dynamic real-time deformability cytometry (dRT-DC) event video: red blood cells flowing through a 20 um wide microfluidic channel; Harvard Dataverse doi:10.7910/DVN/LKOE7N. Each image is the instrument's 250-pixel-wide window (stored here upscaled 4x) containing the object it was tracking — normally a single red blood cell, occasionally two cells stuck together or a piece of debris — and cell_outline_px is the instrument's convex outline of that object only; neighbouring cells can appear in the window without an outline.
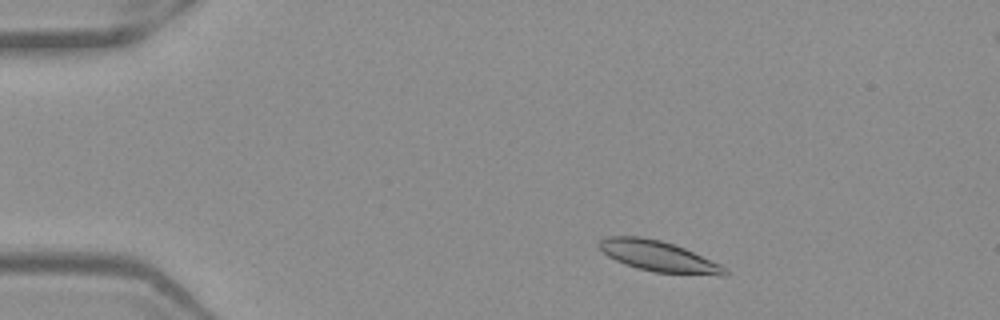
{"species": "Egyptian fruit bat (a non-hibernating species)", "species_latin": "Rousettus aegyptiacus", "temperature_condition": "warm", "stored_images_in_passage": 49, "camera_frame_rate_fps": 3000, "um_per_image_px": 0.085, "frame": {"image": 1, "passage_image": 6, "time_ms": 1.667, "image_size_px": [1000, 320], "cell_outline_px": [[728, 276], [724, 276], [652, 272], [636, 268], [624, 264], [608, 256], [596, 244], [600, 240], [608, 236], [640, 236], [660, 240], [684, 248], [720, 264], [728, 268]], "centroid_in_image_um": [55.99, 21.79], "position_along_channel_um": 29.0, "area_um2": 22.54}}
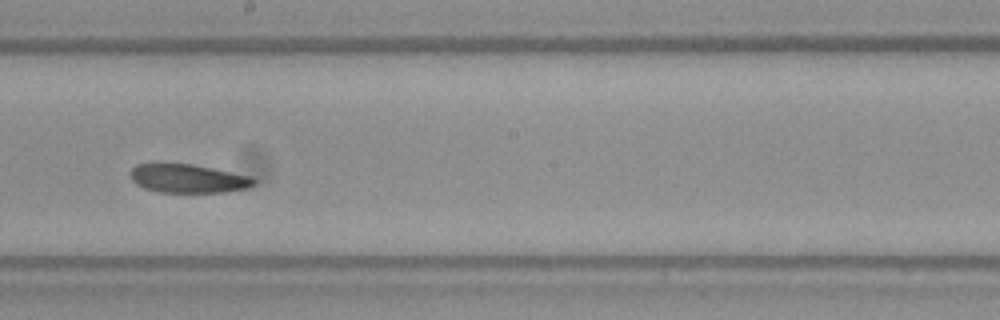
{"frame": {"image": 2, "passage_image": 27, "time_ms": 8.667, "image_size_px": [1000, 320], "cell_outline_px": [[256, 184], [248, 188], [224, 192], [160, 192], [144, 188], [136, 184], [132, 180], [128, 172], [136, 164], [156, 160], [192, 164], [252, 176], [256, 180]], "centroid_in_image_um": [15.91, 15.13], "position_along_channel_um": 232.3, "area_um2": 21.44}}
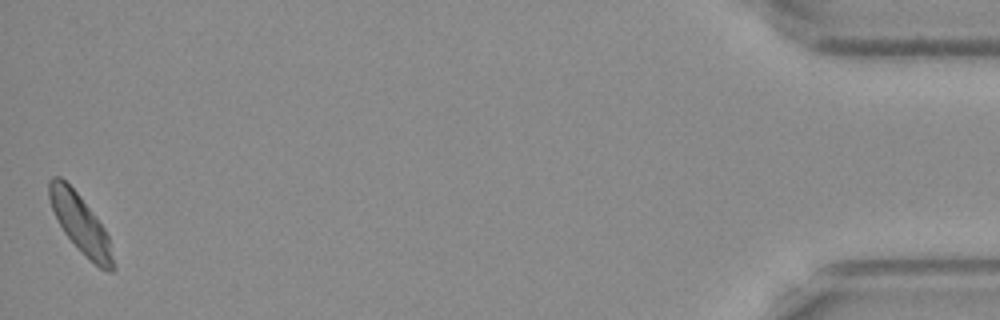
{"frame": {"image": 3, "passage_image": 49, "time_ms": 16.0, "image_size_px": [1000, 320], "cell_outline_px": [[116, 268], [112, 272], [100, 268], [64, 232], [52, 208], [48, 196], [48, 180], [52, 176], [60, 176], [80, 196], [104, 228], [108, 236]], "centroid_in_image_um": [6.83, 18.98], "position_along_channel_um": 428.4, "area_um2": 20.92}, "authors_computed_cell_mechanics": {"area_um2": 21.9062, "velocity_mm_per_s": 3.8975, "shape_relaxation_time_tau1_ms": null, "shape_relaxation_time_tau2_ms": 7.7678, "deformation_change_tau1": null, "deformation_change_tau2": 0.1582}}